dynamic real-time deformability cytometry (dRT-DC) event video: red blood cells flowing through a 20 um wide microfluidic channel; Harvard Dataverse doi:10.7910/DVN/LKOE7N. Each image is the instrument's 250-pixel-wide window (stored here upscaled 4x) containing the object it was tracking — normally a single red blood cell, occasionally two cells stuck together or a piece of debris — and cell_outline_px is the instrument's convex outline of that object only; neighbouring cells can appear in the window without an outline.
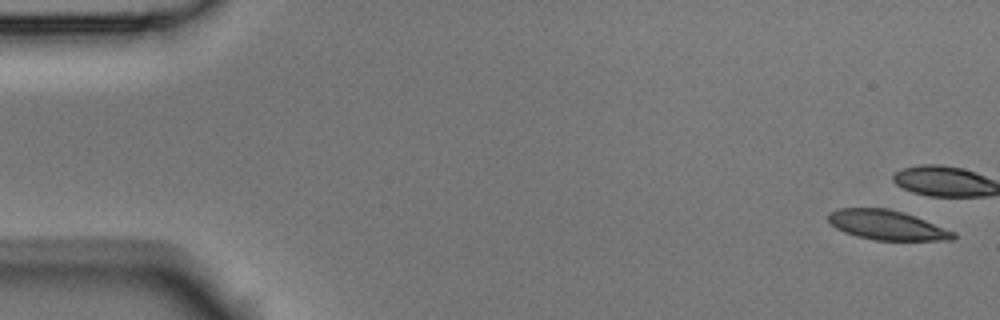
{"species": "Egyptian fruit bat (a non-hibernating species)", "species_latin": "Rousettus aegyptiacus", "temperature_condition": "room temperature", "stored_images_in_passage": 6, "camera_frame_rate_fps": 3000, "um_per_image_px": 0.085, "animal": {"sex": "male"}, "frame": {"image": 1, "passage_image": 1, "time_ms": 0.0, "image_size_px": [1000, 320], "cell_outline_px": [[956, 236], [952, 240], [876, 240], [856, 236], [844, 232], [836, 228], [828, 220], [828, 212], [840, 208], [888, 208], [924, 220], [956, 232]], "centroid_in_image_um": [75.36, 19.13], "position_along_channel_um": 9.6, "area_um2": 21.33}}
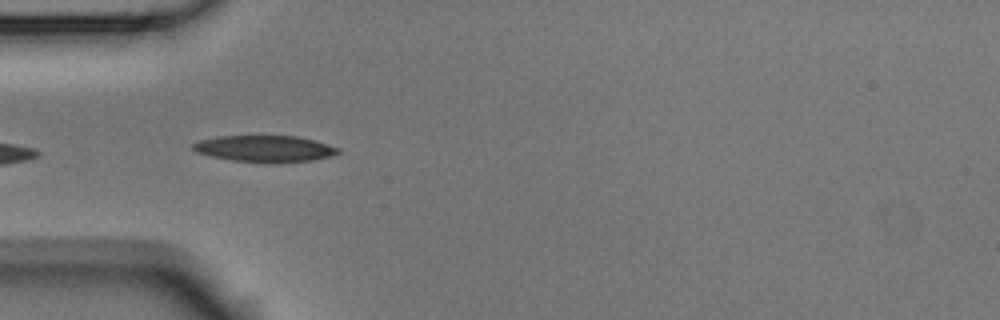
{"frame": {"image": 2, "passage_image": 5, "time_ms": 1.333, "image_size_px": [1000, 320], "cell_outline_px": [[340, 152], [332, 156], [312, 160], [276, 164], [268, 164], [232, 160], [212, 156], [196, 152], [192, 148], [192, 144], [200, 140], [216, 136], [296, 136], [316, 140], [340, 148]], "centroid_in_image_um": [22.54, 12.65], "position_along_channel_um": 62.5, "area_um2": 22.77}}
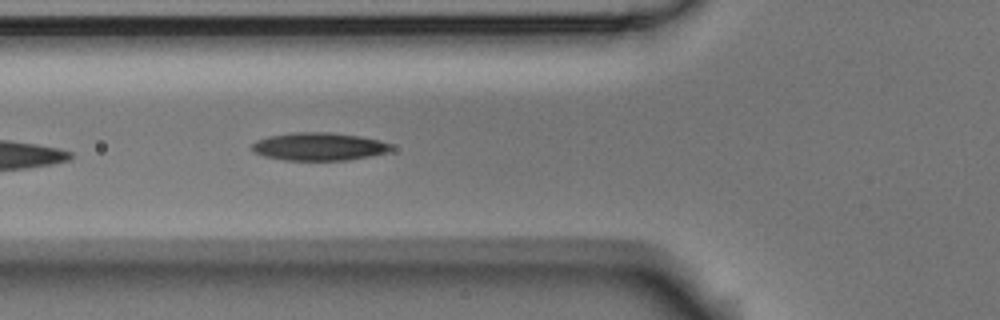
{"frame": {"image": 3, "passage_image": 6, "time_ms": 1.667, "image_size_px": [1000, 320], "cell_outline_px": [[392, 148], [388, 152], [348, 160], [284, 160], [264, 156], [252, 152], [252, 144], [256, 140], [268, 136], [292, 132], [328, 132], [360, 136], [380, 140], [392, 144]], "centroid_in_image_um": [27.09, 12.45], "position_along_channel_um": 98.7, "area_um2": 22.72}}